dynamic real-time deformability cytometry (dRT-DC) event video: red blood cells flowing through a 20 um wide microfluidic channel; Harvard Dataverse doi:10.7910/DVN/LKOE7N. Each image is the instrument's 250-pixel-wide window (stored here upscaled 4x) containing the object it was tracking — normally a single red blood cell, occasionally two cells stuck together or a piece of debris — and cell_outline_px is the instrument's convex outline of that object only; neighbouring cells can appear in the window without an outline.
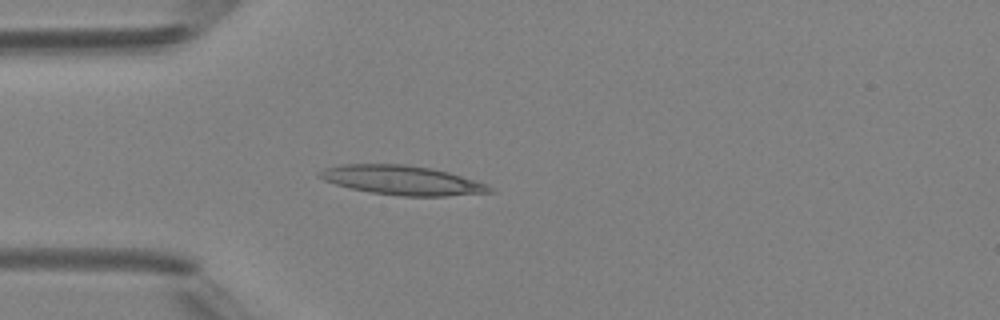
{"species": "Egyptian fruit bat (a non-hibernating species)", "species_latin": "Rousettus aegyptiacus", "temperature_condition": "room temperature", "stored_images_in_passage": 2, "camera_frame_rate_fps": 3000, "um_per_image_px": 0.085, "animal": {"sex": "female"}, "frame": {"image": 1, "passage_image": 2, "time_ms": 2.0, "image_size_px": [1000, 320], "cell_outline_px": [[496, 192], [444, 196], [404, 196], [368, 192], [348, 188], [324, 180], [316, 176], [324, 168], [344, 164], [404, 164], [432, 168], [448, 172], [484, 184], [492, 188]], "centroid_in_image_um": [34.13, 15.32], "position_along_channel_um": 50.9, "area_um2": 28.84}}